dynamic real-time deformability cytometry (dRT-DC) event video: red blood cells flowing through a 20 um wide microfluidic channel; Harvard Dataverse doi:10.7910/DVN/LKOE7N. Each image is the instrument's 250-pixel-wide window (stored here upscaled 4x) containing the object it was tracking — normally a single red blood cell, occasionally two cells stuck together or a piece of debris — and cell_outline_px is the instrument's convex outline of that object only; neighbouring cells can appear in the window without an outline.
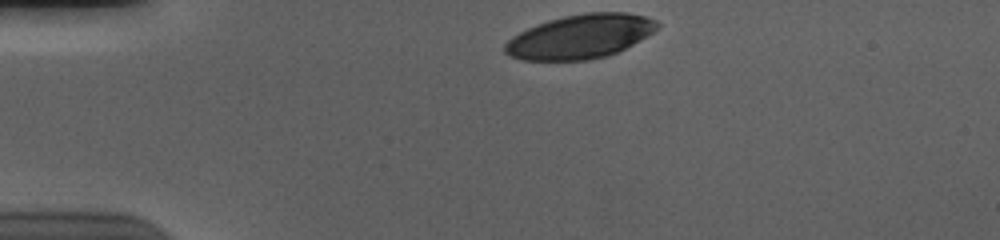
{"species": "human", "species_latin": "Homo sapiens", "temperature_condition": "cold", "stored_images_in_passage": 35, "camera_frame_rate_fps": 3000, "um_per_image_px": 0.085, "donor": {"sex": "male"}, "frame": {"image": 1, "passage_image": 1, "time_ms": 0.0, "image_size_px": [1000, 240], "cell_outline_px": [[660, 24], [652, 32], [632, 44], [608, 56], [588, 60], [520, 60], [508, 56], [504, 52], [504, 44], [512, 36], [528, 28], [548, 20], [564, 16], [584, 12], [624, 12], [644, 16], [656, 20]], "centroid_in_image_um": [49.27, 3.11], "position_along_channel_um": 35.7, "area_um2": 38.96}}
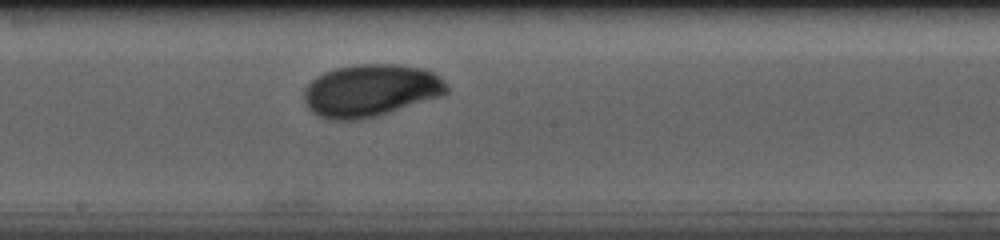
{"frame": {"image": 2, "passage_image": 20, "time_ms": 6.333, "image_size_px": [1000, 240], "cell_outline_px": [[448, 92], [444, 96], [376, 116], [356, 120], [328, 120], [316, 116], [308, 108], [304, 100], [304, 88], [316, 76], [324, 72], [336, 68], [360, 64], [400, 64], [424, 68], [440, 76], [444, 80], [448, 88]], "centroid_in_image_um": [31.51, 7.69], "position_along_channel_um": 216.7, "area_um2": 43.99}}
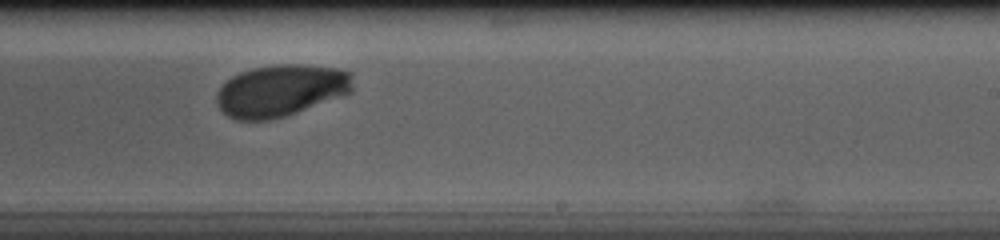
{"frame": {"image": 3, "passage_image": 24, "time_ms": 7.667, "image_size_px": [1000, 240], "cell_outline_px": [[352, 92], [344, 96], [284, 116], [268, 120], [236, 120], [228, 116], [216, 104], [216, 92], [232, 76], [240, 72], [252, 68], [276, 64], [300, 64], [340, 68], [352, 72]], "centroid_in_image_um": [23.89, 7.68], "position_along_channel_um": 265.1, "area_um2": 41.38}, "authors_computed_cell_mechanics": {"area_um2": 41.3848, "velocity_mm_per_s": 3.653, "shape_relaxation_time_tau1_ms": 4.1384, "shape_relaxation_time_tau2_ms": null, "deformation_change_tau1": 0.1898, "deformation_change_tau2": null}}